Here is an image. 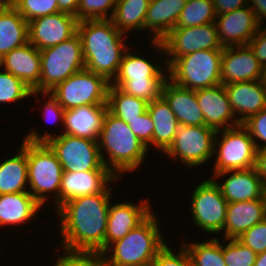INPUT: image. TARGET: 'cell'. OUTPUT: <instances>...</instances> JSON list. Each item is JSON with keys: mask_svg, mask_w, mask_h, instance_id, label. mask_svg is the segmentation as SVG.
I'll use <instances>...</instances> for the list:
<instances>
[{"mask_svg": "<svg viewBox=\"0 0 266 266\" xmlns=\"http://www.w3.org/2000/svg\"><path fill=\"white\" fill-rule=\"evenodd\" d=\"M112 193V186H109L103 193L74 198L57 210L62 248L104 252Z\"/></svg>", "mask_w": 266, "mask_h": 266, "instance_id": "6da1fadb", "label": "cell"}, {"mask_svg": "<svg viewBox=\"0 0 266 266\" xmlns=\"http://www.w3.org/2000/svg\"><path fill=\"white\" fill-rule=\"evenodd\" d=\"M85 69L103 75L109 82L117 75L123 54L129 48L125 35L111 19L78 22ZM125 39V40H124Z\"/></svg>", "mask_w": 266, "mask_h": 266, "instance_id": "7a4b0ae2", "label": "cell"}, {"mask_svg": "<svg viewBox=\"0 0 266 266\" xmlns=\"http://www.w3.org/2000/svg\"><path fill=\"white\" fill-rule=\"evenodd\" d=\"M98 146L104 165L117 178L143 166L149 153L128 124L108 110L103 118Z\"/></svg>", "mask_w": 266, "mask_h": 266, "instance_id": "3957f363", "label": "cell"}, {"mask_svg": "<svg viewBox=\"0 0 266 266\" xmlns=\"http://www.w3.org/2000/svg\"><path fill=\"white\" fill-rule=\"evenodd\" d=\"M159 219L152 212L122 239L112 243L103 252L108 266H149L167 245Z\"/></svg>", "mask_w": 266, "mask_h": 266, "instance_id": "277c9868", "label": "cell"}, {"mask_svg": "<svg viewBox=\"0 0 266 266\" xmlns=\"http://www.w3.org/2000/svg\"><path fill=\"white\" fill-rule=\"evenodd\" d=\"M146 57L128 48L110 85L150 103L161 97L163 85L168 79V68L165 62L162 65L155 61L154 64Z\"/></svg>", "mask_w": 266, "mask_h": 266, "instance_id": "5b68a950", "label": "cell"}, {"mask_svg": "<svg viewBox=\"0 0 266 266\" xmlns=\"http://www.w3.org/2000/svg\"><path fill=\"white\" fill-rule=\"evenodd\" d=\"M31 130L23 139L30 143H46L55 153L63 172H82L95 169H108L102 160L98 140L76 137L69 134L58 135L48 130Z\"/></svg>", "mask_w": 266, "mask_h": 266, "instance_id": "8992f818", "label": "cell"}, {"mask_svg": "<svg viewBox=\"0 0 266 266\" xmlns=\"http://www.w3.org/2000/svg\"><path fill=\"white\" fill-rule=\"evenodd\" d=\"M26 158L29 193L42 207L52 198L57 211L63 170L55 153L46 143L26 141Z\"/></svg>", "mask_w": 266, "mask_h": 266, "instance_id": "52a82bcc", "label": "cell"}, {"mask_svg": "<svg viewBox=\"0 0 266 266\" xmlns=\"http://www.w3.org/2000/svg\"><path fill=\"white\" fill-rule=\"evenodd\" d=\"M222 52L200 50L178 57L167 67L168 79L194 91L220 85Z\"/></svg>", "mask_w": 266, "mask_h": 266, "instance_id": "ba28073f", "label": "cell"}, {"mask_svg": "<svg viewBox=\"0 0 266 266\" xmlns=\"http://www.w3.org/2000/svg\"><path fill=\"white\" fill-rule=\"evenodd\" d=\"M150 47L167 67L178 57L200 50H223L215 22L205 25L173 28L161 41H150ZM165 58H163V57Z\"/></svg>", "mask_w": 266, "mask_h": 266, "instance_id": "9c48e42d", "label": "cell"}, {"mask_svg": "<svg viewBox=\"0 0 266 266\" xmlns=\"http://www.w3.org/2000/svg\"><path fill=\"white\" fill-rule=\"evenodd\" d=\"M40 55V92H49L57 84L85 68L78 33L58 45L40 50Z\"/></svg>", "mask_w": 266, "mask_h": 266, "instance_id": "30bf717a", "label": "cell"}, {"mask_svg": "<svg viewBox=\"0 0 266 266\" xmlns=\"http://www.w3.org/2000/svg\"><path fill=\"white\" fill-rule=\"evenodd\" d=\"M256 151L253 139L242 124L217 131L212 176L219 172L253 168Z\"/></svg>", "mask_w": 266, "mask_h": 266, "instance_id": "8fae6325", "label": "cell"}, {"mask_svg": "<svg viewBox=\"0 0 266 266\" xmlns=\"http://www.w3.org/2000/svg\"><path fill=\"white\" fill-rule=\"evenodd\" d=\"M109 85L103 75L84 68L49 92L64 110H69L82 105L107 104Z\"/></svg>", "mask_w": 266, "mask_h": 266, "instance_id": "7c38bea8", "label": "cell"}, {"mask_svg": "<svg viewBox=\"0 0 266 266\" xmlns=\"http://www.w3.org/2000/svg\"><path fill=\"white\" fill-rule=\"evenodd\" d=\"M217 131L207 126H179L173 143L163 153L187 168H196L213 159Z\"/></svg>", "mask_w": 266, "mask_h": 266, "instance_id": "4fadbf2b", "label": "cell"}, {"mask_svg": "<svg viewBox=\"0 0 266 266\" xmlns=\"http://www.w3.org/2000/svg\"><path fill=\"white\" fill-rule=\"evenodd\" d=\"M190 212L193 224L211 234H223L228 201L223 197L220 187L212 179L198 183L191 193Z\"/></svg>", "mask_w": 266, "mask_h": 266, "instance_id": "5bb4252c", "label": "cell"}, {"mask_svg": "<svg viewBox=\"0 0 266 266\" xmlns=\"http://www.w3.org/2000/svg\"><path fill=\"white\" fill-rule=\"evenodd\" d=\"M77 17L59 12L28 22V42L44 50L70 39L77 33Z\"/></svg>", "mask_w": 266, "mask_h": 266, "instance_id": "9a60e30c", "label": "cell"}, {"mask_svg": "<svg viewBox=\"0 0 266 266\" xmlns=\"http://www.w3.org/2000/svg\"><path fill=\"white\" fill-rule=\"evenodd\" d=\"M120 181L109 169L62 173L59 208L81 196L103 193L113 182Z\"/></svg>", "mask_w": 266, "mask_h": 266, "instance_id": "2e32d148", "label": "cell"}, {"mask_svg": "<svg viewBox=\"0 0 266 266\" xmlns=\"http://www.w3.org/2000/svg\"><path fill=\"white\" fill-rule=\"evenodd\" d=\"M150 200L139 203L118 202L109 205L104 251L115 241L122 239L133 228L141 224L152 212Z\"/></svg>", "mask_w": 266, "mask_h": 266, "instance_id": "e0dca14e", "label": "cell"}, {"mask_svg": "<svg viewBox=\"0 0 266 266\" xmlns=\"http://www.w3.org/2000/svg\"><path fill=\"white\" fill-rule=\"evenodd\" d=\"M215 24L222 47L246 46L261 28L249 6L217 15Z\"/></svg>", "mask_w": 266, "mask_h": 266, "instance_id": "ac0fdd59", "label": "cell"}, {"mask_svg": "<svg viewBox=\"0 0 266 266\" xmlns=\"http://www.w3.org/2000/svg\"><path fill=\"white\" fill-rule=\"evenodd\" d=\"M221 177L224 179L223 183L222 180L219 182L218 178L221 179ZM212 179L220 187L222 195L228 203L266 198V185L254 167L219 172Z\"/></svg>", "mask_w": 266, "mask_h": 266, "instance_id": "d6986e66", "label": "cell"}, {"mask_svg": "<svg viewBox=\"0 0 266 266\" xmlns=\"http://www.w3.org/2000/svg\"><path fill=\"white\" fill-rule=\"evenodd\" d=\"M263 66L248 45L223 47L221 84L261 80Z\"/></svg>", "mask_w": 266, "mask_h": 266, "instance_id": "ffe728a7", "label": "cell"}, {"mask_svg": "<svg viewBox=\"0 0 266 266\" xmlns=\"http://www.w3.org/2000/svg\"><path fill=\"white\" fill-rule=\"evenodd\" d=\"M196 99L207 127L219 131L240 124L230 107L223 84L196 90Z\"/></svg>", "mask_w": 266, "mask_h": 266, "instance_id": "44dd1931", "label": "cell"}, {"mask_svg": "<svg viewBox=\"0 0 266 266\" xmlns=\"http://www.w3.org/2000/svg\"><path fill=\"white\" fill-rule=\"evenodd\" d=\"M0 66L33 91L40 92L41 55L30 42L7 53L0 60Z\"/></svg>", "mask_w": 266, "mask_h": 266, "instance_id": "7402d4cb", "label": "cell"}, {"mask_svg": "<svg viewBox=\"0 0 266 266\" xmlns=\"http://www.w3.org/2000/svg\"><path fill=\"white\" fill-rule=\"evenodd\" d=\"M224 87L240 124L266 108V86L261 80L226 84Z\"/></svg>", "mask_w": 266, "mask_h": 266, "instance_id": "603a6c76", "label": "cell"}, {"mask_svg": "<svg viewBox=\"0 0 266 266\" xmlns=\"http://www.w3.org/2000/svg\"><path fill=\"white\" fill-rule=\"evenodd\" d=\"M266 218V198L228 203L222 239H237Z\"/></svg>", "mask_w": 266, "mask_h": 266, "instance_id": "cb8c5ba5", "label": "cell"}, {"mask_svg": "<svg viewBox=\"0 0 266 266\" xmlns=\"http://www.w3.org/2000/svg\"><path fill=\"white\" fill-rule=\"evenodd\" d=\"M175 114L179 126H206L196 91L181 87L167 79L161 95Z\"/></svg>", "mask_w": 266, "mask_h": 266, "instance_id": "d4e9b609", "label": "cell"}, {"mask_svg": "<svg viewBox=\"0 0 266 266\" xmlns=\"http://www.w3.org/2000/svg\"><path fill=\"white\" fill-rule=\"evenodd\" d=\"M107 104L82 105L65 110L62 133L98 140Z\"/></svg>", "mask_w": 266, "mask_h": 266, "instance_id": "484cf974", "label": "cell"}, {"mask_svg": "<svg viewBox=\"0 0 266 266\" xmlns=\"http://www.w3.org/2000/svg\"><path fill=\"white\" fill-rule=\"evenodd\" d=\"M184 4L183 0H150L144 20L150 41H161L176 26Z\"/></svg>", "mask_w": 266, "mask_h": 266, "instance_id": "4316f807", "label": "cell"}, {"mask_svg": "<svg viewBox=\"0 0 266 266\" xmlns=\"http://www.w3.org/2000/svg\"><path fill=\"white\" fill-rule=\"evenodd\" d=\"M43 207L29 192L0 195V227L25 225L37 217Z\"/></svg>", "mask_w": 266, "mask_h": 266, "instance_id": "83f0119b", "label": "cell"}, {"mask_svg": "<svg viewBox=\"0 0 266 266\" xmlns=\"http://www.w3.org/2000/svg\"><path fill=\"white\" fill-rule=\"evenodd\" d=\"M28 42V22L11 5L0 4V60Z\"/></svg>", "mask_w": 266, "mask_h": 266, "instance_id": "f1b7e54d", "label": "cell"}, {"mask_svg": "<svg viewBox=\"0 0 266 266\" xmlns=\"http://www.w3.org/2000/svg\"><path fill=\"white\" fill-rule=\"evenodd\" d=\"M147 111L154 123L152 148L164 153L173 143L179 124L169 104L161 96L148 104Z\"/></svg>", "mask_w": 266, "mask_h": 266, "instance_id": "f546056e", "label": "cell"}, {"mask_svg": "<svg viewBox=\"0 0 266 266\" xmlns=\"http://www.w3.org/2000/svg\"><path fill=\"white\" fill-rule=\"evenodd\" d=\"M19 147L17 154L0 162V195L29 192L26 141L23 140Z\"/></svg>", "mask_w": 266, "mask_h": 266, "instance_id": "4dcf8cb0", "label": "cell"}, {"mask_svg": "<svg viewBox=\"0 0 266 266\" xmlns=\"http://www.w3.org/2000/svg\"><path fill=\"white\" fill-rule=\"evenodd\" d=\"M150 0H116L111 18L115 28L125 34L144 31V20Z\"/></svg>", "mask_w": 266, "mask_h": 266, "instance_id": "1f68e13d", "label": "cell"}, {"mask_svg": "<svg viewBox=\"0 0 266 266\" xmlns=\"http://www.w3.org/2000/svg\"><path fill=\"white\" fill-rule=\"evenodd\" d=\"M148 104L144 99L124 93L118 87L109 85L107 110L127 124L129 120H135L144 114Z\"/></svg>", "mask_w": 266, "mask_h": 266, "instance_id": "d6a6232c", "label": "cell"}, {"mask_svg": "<svg viewBox=\"0 0 266 266\" xmlns=\"http://www.w3.org/2000/svg\"><path fill=\"white\" fill-rule=\"evenodd\" d=\"M205 241H180L187 251L192 266H226L223 257V242L220 237L204 239Z\"/></svg>", "mask_w": 266, "mask_h": 266, "instance_id": "836d02e7", "label": "cell"}, {"mask_svg": "<svg viewBox=\"0 0 266 266\" xmlns=\"http://www.w3.org/2000/svg\"><path fill=\"white\" fill-rule=\"evenodd\" d=\"M217 15L213 0H188L174 28H185L215 22Z\"/></svg>", "mask_w": 266, "mask_h": 266, "instance_id": "e575fe53", "label": "cell"}, {"mask_svg": "<svg viewBox=\"0 0 266 266\" xmlns=\"http://www.w3.org/2000/svg\"><path fill=\"white\" fill-rule=\"evenodd\" d=\"M32 91L23 81L0 66V104L27 100Z\"/></svg>", "mask_w": 266, "mask_h": 266, "instance_id": "d590c367", "label": "cell"}, {"mask_svg": "<svg viewBox=\"0 0 266 266\" xmlns=\"http://www.w3.org/2000/svg\"><path fill=\"white\" fill-rule=\"evenodd\" d=\"M11 5L27 22L59 13L57 0H13Z\"/></svg>", "mask_w": 266, "mask_h": 266, "instance_id": "8d00e7d4", "label": "cell"}, {"mask_svg": "<svg viewBox=\"0 0 266 266\" xmlns=\"http://www.w3.org/2000/svg\"><path fill=\"white\" fill-rule=\"evenodd\" d=\"M223 257L226 266H254L257 254L238 239H223Z\"/></svg>", "mask_w": 266, "mask_h": 266, "instance_id": "74e56055", "label": "cell"}, {"mask_svg": "<svg viewBox=\"0 0 266 266\" xmlns=\"http://www.w3.org/2000/svg\"><path fill=\"white\" fill-rule=\"evenodd\" d=\"M63 249L54 266H108L104 253Z\"/></svg>", "mask_w": 266, "mask_h": 266, "instance_id": "f35d334b", "label": "cell"}, {"mask_svg": "<svg viewBox=\"0 0 266 266\" xmlns=\"http://www.w3.org/2000/svg\"><path fill=\"white\" fill-rule=\"evenodd\" d=\"M115 2L116 0H80L77 19L79 21L111 19L115 10Z\"/></svg>", "mask_w": 266, "mask_h": 266, "instance_id": "ab89813d", "label": "cell"}, {"mask_svg": "<svg viewBox=\"0 0 266 266\" xmlns=\"http://www.w3.org/2000/svg\"><path fill=\"white\" fill-rule=\"evenodd\" d=\"M245 246L250 247L257 255L266 251V218L237 238Z\"/></svg>", "mask_w": 266, "mask_h": 266, "instance_id": "60d3db41", "label": "cell"}, {"mask_svg": "<svg viewBox=\"0 0 266 266\" xmlns=\"http://www.w3.org/2000/svg\"><path fill=\"white\" fill-rule=\"evenodd\" d=\"M179 249L176 252L167 243L149 266H192L189 255L181 244Z\"/></svg>", "mask_w": 266, "mask_h": 266, "instance_id": "b9f144b4", "label": "cell"}, {"mask_svg": "<svg viewBox=\"0 0 266 266\" xmlns=\"http://www.w3.org/2000/svg\"><path fill=\"white\" fill-rule=\"evenodd\" d=\"M242 125L248 130L256 149L266 147V108L249 117Z\"/></svg>", "mask_w": 266, "mask_h": 266, "instance_id": "7bdbcfd3", "label": "cell"}, {"mask_svg": "<svg viewBox=\"0 0 266 266\" xmlns=\"http://www.w3.org/2000/svg\"><path fill=\"white\" fill-rule=\"evenodd\" d=\"M128 126L140 142L147 147L148 151L151 150L150 146H152L155 127L148 111L135 120H129Z\"/></svg>", "mask_w": 266, "mask_h": 266, "instance_id": "ee69618b", "label": "cell"}, {"mask_svg": "<svg viewBox=\"0 0 266 266\" xmlns=\"http://www.w3.org/2000/svg\"><path fill=\"white\" fill-rule=\"evenodd\" d=\"M43 97L40 99H44L42 105V110H43V120L50 122L51 124L57 121V122H61V126H64V108L60 105V103L50 94V92H36V91H32L31 93V97L32 96H39ZM47 97V98H45ZM45 116V117H44ZM59 120V121H58ZM53 124V125H54Z\"/></svg>", "mask_w": 266, "mask_h": 266, "instance_id": "f6af8a7d", "label": "cell"}, {"mask_svg": "<svg viewBox=\"0 0 266 266\" xmlns=\"http://www.w3.org/2000/svg\"><path fill=\"white\" fill-rule=\"evenodd\" d=\"M248 46L262 66L266 65V27H261L250 39Z\"/></svg>", "mask_w": 266, "mask_h": 266, "instance_id": "bcb514c9", "label": "cell"}, {"mask_svg": "<svg viewBox=\"0 0 266 266\" xmlns=\"http://www.w3.org/2000/svg\"><path fill=\"white\" fill-rule=\"evenodd\" d=\"M216 15L248 6V0H213Z\"/></svg>", "mask_w": 266, "mask_h": 266, "instance_id": "7dc6e473", "label": "cell"}, {"mask_svg": "<svg viewBox=\"0 0 266 266\" xmlns=\"http://www.w3.org/2000/svg\"><path fill=\"white\" fill-rule=\"evenodd\" d=\"M248 6L255 13L258 23L261 27H266V0H248Z\"/></svg>", "mask_w": 266, "mask_h": 266, "instance_id": "c3c4849f", "label": "cell"}, {"mask_svg": "<svg viewBox=\"0 0 266 266\" xmlns=\"http://www.w3.org/2000/svg\"><path fill=\"white\" fill-rule=\"evenodd\" d=\"M254 168L266 185V147L257 149Z\"/></svg>", "mask_w": 266, "mask_h": 266, "instance_id": "681fc988", "label": "cell"}, {"mask_svg": "<svg viewBox=\"0 0 266 266\" xmlns=\"http://www.w3.org/2000/svg\"><path fill=\"white\" fill-rule=\"evenodd\" d=\"M80 0H57L59 12H64L77 17V9Z\"/></svg>", "mask_w": 266, "mask_h": 266, "instance_id": "f907efd6", "label": "cell"}, {"mask_svg": "<svg viewBox=\"0 0 266 266\" xmlns=\"http://www.w3.org/2000/svg\"><path fill=\"white\" fill-rule=\"evenodd\" d=\"M254 266H266V251L256 256Z\"/></svg>", "mask_w": 266, "mask_h": 266, "instance_id": "816d5d0a", "label": "cell"}, {"mask_svg": "<svg viewBox=\"0 0 266 266\" xmlns=\"http://www.w3.org/2000/svg\"><path fill=\"white\" fill-rule=\"evenodd\" d=\"M261 82L266 86V65H264L262 69Z\"/></svg>", "mask_w": 266, "mask_h": 266, "instance_id": "f5cc1de1", "label": "cell"}, {"mask_svg": "<svg viewBox=\"0 0 266 266\" xmlns=\"http://www.w3.org/2000/svg\"><path fill=\"white\" fill-rule=\"evenodd\" d=\"M13 0H0V4L1 3H11Z\"/></svg>", "mask_w": 266, "mask_h": 266, "instance_id": "db71d44e", "label": "cell"}]
</instances>
